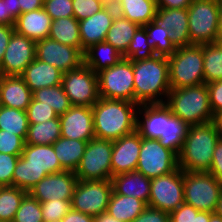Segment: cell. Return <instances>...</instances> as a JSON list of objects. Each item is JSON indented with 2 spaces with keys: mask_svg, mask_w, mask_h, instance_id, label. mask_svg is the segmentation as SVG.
I'll return each mask as SVG.
<instances>
[{
  "mask_svg": "<svg viewBox=\"0 0 222 222\" xmlns=\"http://www.w3.org/2000/svg\"><path fill=\"white\" fill-rule=\"evenodd\" d=\"M139 104L100 97L92 106L95 138L117 140L136 131Z\"/></svg>",
  "mask_w": 222,
  "mask_h": 222,
  "instance_id": "1",
  "label": "cell"
},
{
  "mask_svg": "<svg viewBox=\"0 0 222 222\" xmlns=\"http://www.w3.org/2000/svg\"><path fill=\"white\" fill-rule=\"evenodd\" d=\"M135 103H165L170 92L168 57L133 62Z\"/></svg>",
  "mask_w": 222,
  "mask_h": 222,
  "instance_id": "2",
  "label": "cell"
},
{
  "mask_svg": "<svg viewBox=\"0 0 222 222\" xmlns=\"http://www.w3.org/2000/svg\"><path fill=\"white\" fill-rule=\"evenodd\" d=\"M64 170L56 157L53 145L25 144L15 166L12 186L29 193L48 174Z\"/></svg>",
  "mask_w": 222,
  "mask_h": 222,
  "instance_id": "3",
  "label": "cell"
},
{
  "mask_svg": "<svg viewBox=\"0 0 222 222\" xmlns=\"http://www.w3.org/2000/svg\"><path fill=\"white\" fill-rule=\"evenodd\" d=\"M219 140L220 137L212 122L189 126L178 155L179 168L188 172H208Z\"/></svg>",
  "mask_w": 222,
  "mask_h": 222,
  "instance_id": "4",
  "label": "cell"
},
{
  "mask_svg": "<svg viewBox=\"0 0 222 222\" xmlns=\"http://www.w3.org/2000/svg\"><path fill=\"white\" fill-rule=\"evenodd\" d=\"M165 104L173 115L188 126L207 124L213 121L209 91L206 84L171 89Z\"/></svg>",
  "mask_w": 222,
  "mask_h": 222,
  "instance_id": "5",
  "label": "cell"
},
{
  "mask_svg": "<svg viewBox=\"0 0 222 222\" xmlns=\"http://www.w3.org/2000/svg\"><path fill=\"white\" fill-rule=\"evenodd\" d=\"M168 63L170 89L205 84L202 44L177 47Z\"/></svg>",
  "mask_w": 222,
  "mask_h": 222,
  "instance_id": "6",
  "label": "cell"
},
{
  "mask_svg": "<svg viewBox=\"0 0 222 222\" xmlns=\"http://www.w3.org/2000/svg\"><path fill=\"white\" fill-rule=\"evenodd\" d=\"M187 10L190 45L218 42L220 0H192Z\"/></svg>",
  "mask_w": 222,
  "mask_h": 222,
  "instance_id": "7",
  "label": "cell"
},
{
  "mask_svg": "<svg viewBox=\"0 0 222 222\" xmlns=\"http://www.w3.org/2000/svg\"><path fill=\"white\" fill-rule=\"evenodd\" d=\"M184 201L198 211L214 213L222 183L209 172L183 171Z\"/></svg>",
  "mask_w": 222,
  "mask_h": 222,
  "instance_id": "8",
  "label": "cell"
},
{
  "mask_svg": "<svg viewBox=\"0 0 222 222\" xmlns=\"http://www.w3.org/2000/svg\"><path fill=\"white\" fill-rule=\"evenodd\" d=\"M99 97L135 103L133 62L122 58L97 73Z\"/></svg>",
  "mask_w": 222,
  "mask_h": 222,
  "instance_id": "9",
  "label": "cell"
},
{
  "mask_svg": "<svg viewBox=\"0 0 222 222\" xmlns=\"http://www.w3.org/2000/svg\"><path fill=\"white\" fill-rule=\"evenodd\" d=\"M113 141L93 138L86 145L75 175L80 181L111 180Z\"/></svg>",
  "mask_w": 222,
  "mask_h": 222,
  "instance_id": "10",
  "label": "cell"
},
{
  "mask_svg": "<svg viewBox=\"0 0 222 222\" xmlns=\"http://www.w3.org/2000/svg\"><path fill=\"white\" fill-rule=\"evenodd\" d=\"M178 166V155L164 147L159 140L141 137V149L136 171L152 179L175 171Z\"/></svg>",
  "mask_w": 222,
  "mask_h": 222,
  "instance_id": "11",
  "label": "cell"
},
{
  "mask_svg": "<svg viewBox=\"0 0 222 222\" xmlns=\"http://www.w3.org/2000/svg\"><path fill=\"white\" fill-rule=\"evenodd\" d=\"M112 192L111 180H78L72 196L71 208L94 217L98 216L107 212Z\"/></svg>",
  "mask_w": 222,
  "mask_h": 222,
  "instance_id": "12",
  "label": "cell"
},
{
  "mask_svg": "<svg viewBox=\"0 0 222 222\" xmlns=\"http://www.w3.org/2000/svg\"><path fill=\"white\" fill-rule=\"evenodd\" d=\"M61 85L72 105L92 107L100 98L97 74L84 63L64 73Z\"/></svg>",
  "mask_w": 222,
  "mask_h": 222,
  "instance_id": "13",
  "label": "cell"
},
{
  "mask_svg": "<svg viewBox=\"0 0 222 222\" xmlns=\"http://www.w3.org/2000/svg\"><path fill=\"white\" fill-rule=\"evenodd\" d=\"M184 201L183 170L177 168L170 174L151 179L149 207L172 212Z\"/></svg>",
  "mask_w": 222,
  "mask_h": 222,
  "instance_id": "14",
  "label": "cell"
},
{
  "mask_svg": "<svg viewBox=\"0 0 222 222\" xmlns=\"http://www.w3.org/2000/svg\"><path fill=\"white\" fill-rule=\"evenodd\" d=\"M36 59L56 67L63 74L79 68L84 63L83 53L78 48L50 38L36 42Z\"/></svg>",
  "mask_w": 222,
  "mask_h": 222,
  "instance_id": "15",
  "label": "cell"
},
{
  "mask_svg": "<svg viewBox=\"0 0 222 222\" xmlns=\"http://www.w3.org/2000/svg\"><path fill=\"white\" fill-rule=\"evenodd\" d=\"M36 58V42L14 31L0 64V75L20 76Z\"/></svg>",
  "mask_w": 222,
  "mask_h": 222,
  "instance_id": "16",
  "label": "cell"
},
{
  "mask_svg": "<svg viewBox=\"0 0 222 222\" xmlns=\"http://www.w3.org/2000/svg\"><path fill=\"white\" fill-rule=\"evenodd\" d=\"M78 182L74 171L64 170L41 179L29 193L40 203L50 200H72Z\"/></svg>",
  "mask_w": 222,
  "mask_h": 222,
  "instance_id": "17",
  "label": "cell"
},
{
  "mask_svg": "<svg viewBox=\"0 0 222 222\" xmlns=\"http://www.w3.org/2000/svg\"><path fill=\"white\" fill-rule=\"evenodd\" d=\"M59 119L62 137L87 142L95 138L92 107L72 105Z\"/></svg>",
  "mask_w": 222,
  "mask_h": 222,
  "instance_id": "18",
  "label": "cell"
},
{
  "mask_svg": "<svg viewBox=\"0 0 222 222\" xmlns=\"http://www.w3.org/2000/svg\"><path fill=\"white\" fill-rule=\"evenodd\" d=\"M114 4H107L99 12L79 21L80 40L82 53L91 45L104 42L109 28L116 16Z\"/></svg>",
  "mask_w": 222,
  "mask_h": 222,
  "instance_id": "19",
  "label": "cell"
},
{
  "mask_svg": "<svg viewBox=\"0 0 222 222\" xmlns=\"http://www.w3.org/2000/svg\"><path fill=\"white\" fill-rule=\"evenodd\" d=\"M141 149V136L137 131L113 141L111 156L112 176L136 171Z\"/></svg>",
  "mask_w": 222,
  "mask_h": 222,
  "instance_id": "20",
  "label": "cell"
},
{
  "mask_svg": "<svg viewBox=\"0 0 222 222\" xmlns=\"http://www.w3.org/2000/svg\"><path fill=\"white\" fill-rule=\"evenodd\" d=\"M32 98V91L21 76L0 75V105L26 111Z\"/></svg>",
  "mask_w": 222,
  "mask_h": 222,
  "instance_id": "21",
  "label": "cell"
},
{
  "mask_svg": "<svg viewBox=\"0 0 222 222\" xmlns=\"http://www.w3.org/2000/svg\"><path fill=\"white\" fill-rule=\"evenodd\" d=\"M156 20L171 31L176 47L190 45L187 8H157Z\"/></svg>",
  "mask_w": 222,
  "mask_h": 222,
  "instance_id": "22",
  "label": "cell"
},
{
  "mask_svg": "<svg viewBox=\"0 0 222 222\" xmlns=\"http://www.w3.org/2000/svg\"><path fill=\"white\" fill-rule=\"evenodd\" d=\"M52 21L49 14L40 8L20 14L14 28L17 33L37 42L48 38Z\"/></svg>",
  "mask_w": 222,
  "mask_h": 222,
  "instance_id": "23",
  "label": "cell"
},
{
  "mask_svg": "<svg viewBox=\"0 0 222 222\" xmlns=\"http://www.w3.org/2000/svg\"><path fill=\"white\" fill-rule=\"evenodd\" d=\"M63 73L44 61L34 59L20 75L32 92L44 87L61 85Z\"/></svg>",
  "mask_w": 222,
  "mask_h": 222,
  "instance_id": "24",
  "label": "cell"
},
{
  "mask_svg": "<svg viewBox=\"0 0 222 222\" xmlns=\"http://www.w3.org/2000/svg\"><path fill=\"white\" fill-rule=\"evenodd\" d=\"M111 182L116 194L138 198L148 205L151 179L142 173L131 171L118 174L112 176Z\"/></svg>",
  "mask_w": 222,
  "mask_h": 222,
  "instance_id": "25",
  "label": "cell"
},
{
  "mask_svg": "<svg viewBox=\"0 0 222 222\" xmlns=\"http://www.w3.org/2000/svg\"><path fill=\"white\" fill-rule=\"evenodd\" d=\"M162 127L163 103L139 104L136 113V131L140 136L158 140L162 133Z\"/></svg>",
  "mask_w": 222,
  "mask_h": 222,
  "instance_id": "26",
  "label": "cell"
},
{
  "mask_svg": "<svg viewBox=\"0 0 222 222\" xmlns=\"http://www.w3.org/2000/svg\"><path fill=\"white\" fill-rule=\"evenodd\" d=\"M188 125L172 114L170 108L163 103V127L159 142L179 155L188 131Z\"/></svg>",
  "mask_w": 222,
  "mask_h": 222,
  "instance_id": "27",
  "label": "cell"
},
{
  "mask_svg": "<svg viewBox=\"0 0 222 222\" xmlns=\"http://www.w3.org/2000/svg\"><path fill=\"white\" fill-rule=\"evenodd\" d=\"M114 5L117 14L139 26L156 20V0H117Z\"/></svg>",
  "mask_w": 222,
  "mask_h": 222,
  "instance_id": "28",
  "label": "cell"
},
{
  "mask_svg": "<svg viewBox=\"0 0 222 222\" xmlns=\"http://www.w3.org/2000/svg\"><path fill=\"white\" fill-rule=\"evenodd\" d=\"M84 64L96 74L117 64L123 55L111 44L99 42L85 50Z\"/></svg>",
  "mask_w": 222,
  "mask_h": 222,
  "instance_id": "29",
  "label": "cell"
},
{
  "mask_svg": "<svg viewBox=\"0 0 222 222\" xmlns=\"http://www.w3.org/2000/svg\"><path fill=\"white\" fill-rule=\"evenodd\" d=\"M147 207V204L135 197L111 194L107 212L117 220L123 222H132Z\"/></svg>",
  "mask_w": 222,
  "mask_h": 222,
  "instance_id": "30",
  "label": "cell"
},
{
  "mask_svg": "<svg viewBox=\"0 0 222 222\" xmlns=\"http://www.w3.org/2000/svg\"><path fill=\"white\" fill-rule=\"evenodd\" d=\"M87 143V141L64 138L61 136L53 144V149L60 165L65 170L75 172L81 162Z\"/></svg>",
  "mask_w": 222,
  "mask_h": 222,
  "instance_id": "31",
  "label": "cell"
},
{
  "mask_svg": "<svg viewBox=\"0 0 222 222\" xmlns=\"http://www.w3.org/2000/svg\"><path fill=\"white\" fill-rule=\"evenodd\" d=\"M140 26L125 17L116 14L109 28L105 42L113 45L122 55L127 52L133 35Z\"/></svg>",
  "mask_w": 222,
  "mask_h": 222,
  "instance_id": "32",
  "label": "cell"
},
{
  "mask_svg": "<svg viewBox=\"0 0 222 222\" xmlns=\"http://www.w3.org/2000/svg\"><path fill=\"white\" fill-rule=\"evenodd\" d=\"M48 38L76 47L82 52L79 21L74 16L53 20Z\"/></svg>",
  "mask_w": 222,
  "mask_h": 222,
  "instance_id": "33",
  "label": "cell"
},
{
  "mask_svg": "<svg viewBox=\"0 0 222 222\" xmlns=\"http://www.w3.org/2000/svg\"><path fill=\"white\" fill-rule=\"evenodd\" d=\"M61 137L59 116L46 122L29 124L25 144L53 145Z\"/></svg>",
  "mask_w": 222,
  "mask_h": 222,
  "instance_id": "34",
  "label": "cell"
},
{
  "mask_svg": "<svg viewBox=\"0 0 222 222\" xmlns=\"http://www.w3.org/2000/svg\"><path fill=\"white\" fill-rule=\"evenodd\" d=\"M202 48L205 84L222 80V43L202 44Z\"/></svg>",
  "mask_w": 222,
  "mask_h": 222,
  "instance_id": "35",
  "label": "cell"
},
{
  "mask_svg": "<svg viewBox=\"0 0 222 222\" xmlns=\"http://www.w3.org/2000/svg\"><path fill=\"white\" fill-rule=\"evenodd\" d=\"M144 27L155 55L168 57L176 51L177 47L171 41V31L167 27L161 25L157 20L151 21Z\"/></svg>",
  "mask_w": 222,
  "mask_h": 222,
  "instance_id": "36",
  "label": "cell"
},
{
  "mask_svg": "<svg viewBox=\"0 0 222 222\" xmlns=\"http://www.w3.org/2000/svg\"><path fill=\"white\" fill-rule=\"evenodd\" d=\"M28 128L26 111L0 105V130L14 133L26 140Z\"/></svg>",
  "mask_w": 222,
  "mask_h": 222,
  "instance_id": "37",
  "label": "cell"
},
{
  "mask_svg": "<svg viewBox=\"0 0 222 222\" xmlns=\"http://www.w3.org/2000/svg\"><path fill=\"white\" fill-rule=\"evenodd\" d=\"M34 100L42 102L54 109L58 116L71 108L69 97L65 94L62 85L44 87L32 92Z\"/></svg>",
  "mask_w": 222,
  "mask_h": 222,
  "instance_id": "38",
  "label": "cell"
},
{
  "mask_svg": "<svg viewBox=\"0 0 222 222\" xmlns=\"http://www.w3.org/2000/svg\"><path fill=\"white\" fill-rule=\"evenodd\" d=\"M25 190L14 186L0 187V220L12 222L20 207V204L27 194Z\"/></svg>",
  "mask_w": 222,
  "mask_h": 222,
  "instance_id": "39",
  "label": "cell"
},
{
  "mask_svg": "<svg viewBox=\"0 0 222 222\" xmlns=\"http://www.w3.org/2000/svg\"><path fill=\"white\" fill-rule=\"evenodd\" d=\"M155 56L154 49L149 41L148 33L144 26H140L132 37L127 52L123 58L132 62L150 59Z\"/></svg>",
  "mask_w": 222,
  "mask_h": 222,
  "instance_id": "40",
  "label": "cell"
},
{
  "mask_svg": "<svg viewBox=\"0 0 222 222\" xmlns=\"http://www.w3.org/2000/svg\"><path fill=\"white\" fill-rule=\"evenodd\" d=\"M12 222H44L40 202L27 193Z\"/></svg>",
  "mask_w": 222,
  "mask_h": 222,
  "instance_id": "41",
  "label": "cell"
},
{
  "mask_svg": "<svg viewBox=\"0 0 222 222\" xmlns=\"http://www.w3.org/2000/svg\"><path fill=\"white\" fill-rule=\"evenodd\" d=\"M72 200H50L41 202L42 216L44 222L62 219L71 209Z\"/></svg>",
  "mask_w": 222,
  "mask_h": 222,
  "instance_id": "42",
  "label": "cell"
},
{
  "mask_svg": "<svg viewBox=\"0 0 222 222\" xmlns=\"http://www.w3.org/2000/svg\"><path fill=\"white\" fill-rule=\"evenodd\" d=\"M26 112L29 124L42 123L58 117L52 107L42 104V102L34 100L33 98Z\"/></svg>",
  "mask_w": 222,
  "mask_h": 222,
  "instance_id": "43",
  "label": "cell"
},
{
  "mask_svg": "<svg viewBox=\"0 0 222 222\" xmlns=\"http://www.w3.org/2000/svg\"><path fill=\"white\" fill-rule=\"evenodd\" d=\"M106 5L104 0H72L73 16L81 21L99 12Z\"/></svg>",
  "mask_w": 222,
  "mask_h": 222,
  "instance_id": "44",
  "label": "cell"
},
{
  "mask_svg": "<svg viewBox=\"0 0 222 222\" xmlns=\"http://www.w3.org/2000/svg\"><path fill=\"white\" fill-rule=\"evenodd\" d=\"M25 140L6 130H0V153L21 155L24 150Z\"/></svg>",
  "mask_w": 222,
  "mask_h": 222,
  "instance_id": "45",
  "label": "cell"
},
{
  "mask_svg": "<svg viewBox=\"0 0 222 222\" xmlns=\"http://www.w3.org/2000/svg\"><path fill=\"white\" fill-rule=\"evenodd\" d=\"M43 9L52 20L73 17L72 0H44Z\"/></svg>",
  "mask_w": 222,
  "mask_h": 222,
  "instance_id": "46",
  "label": "cell"
},
{
  "mask_svg": "<svg viewBox=\"0 0 222 222\" xmlns=\"http://www.w3.org/2000/svg\"><path fill=\"white\" fill-rule=\"evenodd\" d=\"M20 155L0 153V186H12L13 173Z\"/></svg>",
  "mask_w": 222,
  "mask_h": 222,
  "instance_id": "47",
  "label": "cell"
},
{
  "mask_svg": "<svg viewBox=\"0 0 222 222\" xmlns=\"http://www.w3.org/2000/svg\"><path fill=\"white\" fill-rule=\"evenodd\" d=\"M198 212L193 206L183 203L169 213V222H194V215H197Z\"/></svg>",
  "mask_w": 222,
  "mask_h": 222,
  "instance_id": "48",
  "label": "cell"
},
{
  "mask_svg": "<svg viewBox=\"0 0 222 222\" xmlns=\"http://www.w3.org/2000/svg\"><path fill=\"white\" fill-rule=\"evenodd\" d=\"M213 114L222 112V80L206 84Z\"/></svg>",
  "mask_w": 222,
  "mask_h": 222,
  "instance_id": "49",
  "label": "cell"
},
{
  "mask_svg": "<svg viewBox=\"0 0 222 222\" xmlns=\"http://www.w3.org/2000/svg\"><path fill=\"white\" fill-rule=\"evenodd\" d=\"M132 222H169V213L147 206Z\"/></svg>",
  "mask_w": 222,
  "mask_h": 222,
  "instance_id": "50",
  "label": "cell"
},
{
  "mask_svg": "<svg viewBox=\"0 0 222 222\" xmlns=\"http://www.w3.org/2000/svg\"><path fill=\"white\" fill-rule=\"evenodd\" d=\"M208 172L222 183V142L220 140L215 146L211 167Z\"/></svg>",
  "mask_w": 222,
  "mask_h": 222,
  "instance_id": "51",
  "label": "cell"
},
{
  "mask_svg": "<svg viewBox=\"0 0 222 222\" xmlns=\"http://www.w3.org/2000/svg\"><path fill=\"white\" fill-rule=\"evenodd\" d=\"M14 31V26L0 25V64L3 59L5 50L8 46L9 40Z\"/></svg>",
  "mask_w": 222,
  "mask_h": 222,
  "instance_id": "52",
  "label": "cell"
},
{
  "mask_svg": "<svg viewBox=\"0 0 222 222\" xmlns=\"http://www.w3.org/2000/svg\"><path fill=\"white\" fill-rule=\"evenodd\" d=\"M62 222H94V216L70 209L62 218Z\"/></svg>",
  "mask_w": 222,
  "mask_h": 222,
  "instance_id": "53",
  "label": "cell"
},
{
  "mask_svg": "<svg viewBox=\"0 0 222 222\" xmlns=\"http://www.w3.org/2000/svg\"><path fill=\"white\" fill-rule=\"evenodd\" d=\"M192 0H156L157 8H188Z\"/></svg>",
  "mask_w": 222,
  "mask_h": 222,
  "instance_id": "54",
  "label": "cell"
},
{
  "mask_svg": "<svg viewBox=\"0 0 222 222\" xmlns=\"http://www.w3.org/2000/svg\"><path fill=\"white\" fill-rule=\"evenodd\" d=\"M44 0H19L20 14L43 8Z\"/></svg>",
  "mask_w": 222,
  "mask_h": 222,
  "instance_id": "55",
  "label": "cell"
},
{
  "mask_svg": "<svg viewBox=\"0 0 222 222\" xmlns=\"http://www.w3.org/2000/svg\"><path fill=\"white\" fill-rule=\"evenodd\" d=\"M15 22L8 13L7 0H0V25L14 26Z\"/></svg>",
  "mask_w": 222,
  "mask_h": 222,
  "instance_id": "56",
  "label": "cell"
},
{
  "mask_svg": "<svg viewBox=\"0 0 222 222\" xmlns=\"http://www.w3.org/2000/svg\"><path fill=\"white\" fill-rule=\"evenodd\" d=\"M8 13L16 21L20 15L19 0H7Z\"/></svg>",
  "mask_w": 222,
  "mask_h": 222,
  "instance_id": "57",
  "label": "cell"
},
{
  "mask_svg": "<svg viewBox=\"0 0 222 222\" xmlns=\"http://www.w3.org/2000/svg\"><path fill=\"white\" fill-rule=\"evenodd\" d=\"M94 222H123L112 217L108 212L101 213L94 217Z\"/></svg>",
  "mask_w": 222,
  "mask_h": 222,
  "instance_id": "58",
  "label": "cell"
},
{
  "mask_svg": "<svg viewBox=\"0 0 222 222\" xmlns=\"http://www.w3.org/2000/svg\"><path fill=\"white\" fill-rule=\"evenodd\" d=\"M212 123L215 125L219 137H222V112L214 114Z\"/></svg>",
  "mask_w": 222,
  "mask_h": 222,
  "instance_id": "59",
  "label": "cell"
},
{
  "mask_svg": "<svg viewBox=\"0 0 222 222\" xmlns=\"http://www.w3.org/2000/svg\"><path fill=\"white\" fill-rule=\"evenodd\" d=\"M210 212L199 211L197 215H194V222H209Z\"/></svg>",
  "mask_w": 222,
  "mask_h": 222,
  "instance_id": "60",
  "label": "cell"
},
{
  "mask_svg": "<svg viewBox=\"0 0 222 222\" xmlns=\"http://www.w3.org/2000/svg\"><path fill=\"white\" fill-rule=\"evenodd\" d=\"M222 41V0H220V19H219V30H218V42Z\"/></svg>",
  "mask_w": 222,
  "mask_h": 222,
  "instance_id": "61",
  "label": "cell"
},
{
  "mask_svg": "<svg viewBox=\"0 0 222 222\" xmlns=\"http://www.w3.org/2000/svg\"><path fill=\"white\" fill-rule=\"evenodd\" d=\"M214 213L217 214L218 216L222 217V193H221L220 198L216 204V208H215Z\"/></svg>",
  "mask_w": 222,
  "mask_h": 222,
  "instance_id": "62",
  "label": "cell"
},
{
  "mask_svg": "<svg viewBox=\"0 0 222 222\" xmlns=\"http://www.w3.org/2000/svg\"><path fill=\"white\" fill-rule=\"evenodd\" d=\"M209 222H222V217L218 216L215 213L210 212V220Z\"/></svg>",
  "mask_w": 222,
  "mask_h": 222,
  "instance_id": "63",
  "label": "cell"
},
{
  "mask_svg": "<svg viewBox=\"0 0 222 222\" xmlns=\"http://www.w3.org/2000/svg\"><path fill=\"white\" fill-rule=\"evenodd\" d=\"M107 4H114L117 0H104Z\"/></svg>",
  "mask_w": 222,
  "mask_h": 222,
  "instance_id": "64",
  "label": "cell"
},
{
  "mask_svg": "<svg viewBox=\"0 0 222 222\" xmlns=\"http://www.w3.org/2000/svg\"><path fill=\"white\" fill-rule=\"evenodd\" d=\"M52 222H62V219H59V220H53Z\"/></svg>",
  "mask_w": 222,
  "mask_h": 222,
  "instance_id": "65",
  "label": "cell"
}]
</instances>
